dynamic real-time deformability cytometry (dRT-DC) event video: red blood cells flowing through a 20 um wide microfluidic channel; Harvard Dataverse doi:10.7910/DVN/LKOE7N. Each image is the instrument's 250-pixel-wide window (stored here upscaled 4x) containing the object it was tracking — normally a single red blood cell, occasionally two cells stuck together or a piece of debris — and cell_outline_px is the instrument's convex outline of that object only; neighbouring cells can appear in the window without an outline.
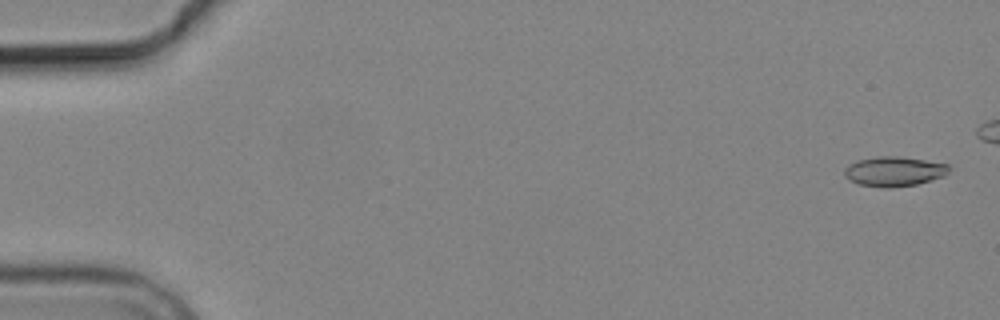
{"species": "common noctule bat (a hibernating species)", "species_latin": "Nyctalus noctula", "temperature_condition": "cold", "stored_images_in_passage": 4, "camera_frame_rate_fps": 3000, "um_per_image_px": 0.085, "animal": {"sex": "male", "body_mass_g": 19.2, "forearm_length_mm": 51.8}, "frame": {"image": 1, "passage_image": 1, "time_ms": 0.0, "image_size_px": [1000, 320], "cell_outline_px": [[952, 168], [944, 176], [916, 184], [892, 188], [884, 188], [856, 184], [844, 176], [844, 168], [848, 164], [856, 160], [876, 156], [900, 156], [948, 164]], "centroid_in_image_um": [75.96, 14.57], "position_along_channel_um": 9.0, "area_um2": 18.38}}